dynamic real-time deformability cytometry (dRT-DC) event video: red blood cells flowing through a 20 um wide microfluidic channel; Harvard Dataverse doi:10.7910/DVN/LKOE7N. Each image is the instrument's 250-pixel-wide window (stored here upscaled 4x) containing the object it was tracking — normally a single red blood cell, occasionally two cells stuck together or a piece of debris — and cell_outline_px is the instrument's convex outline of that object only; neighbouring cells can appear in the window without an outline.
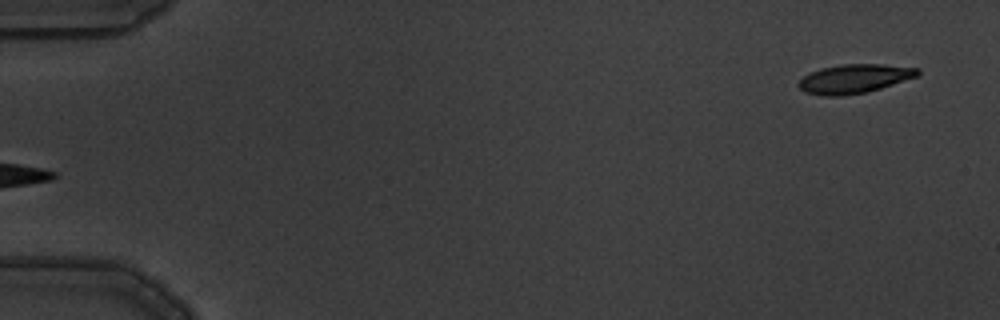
{"species": "common noctule bat (a hibernating species)", "species_latin": "Nyctalus noctula", "temperature_condition": "warm", "stored_images_in_passage": 3, "segment_of_instrument_passage": [2, 2], "camera_frame_rate_fps": 3000, "um_per_image_px": 0.085, "animal": {"sex": "male", "body_mass_g": 19.5, "forearm_length_mm": 54.6}, "frame": {"image": 1, "passage_image": 3, "time_ms": 0.667, "image_size_px": [1000, 320], "cell_outline_px": [[920, 72], [916, 76], [868, 92], [844, 96], [824, 96], [804, 92], [796, 84], [808, 72], [820, 68], [840, 64], [884, 64], [920, 68]], "centroid_in_image_um": [72.57, 6.69], "position_along_channel_um": 12.4, "area_um2": 20.23}}